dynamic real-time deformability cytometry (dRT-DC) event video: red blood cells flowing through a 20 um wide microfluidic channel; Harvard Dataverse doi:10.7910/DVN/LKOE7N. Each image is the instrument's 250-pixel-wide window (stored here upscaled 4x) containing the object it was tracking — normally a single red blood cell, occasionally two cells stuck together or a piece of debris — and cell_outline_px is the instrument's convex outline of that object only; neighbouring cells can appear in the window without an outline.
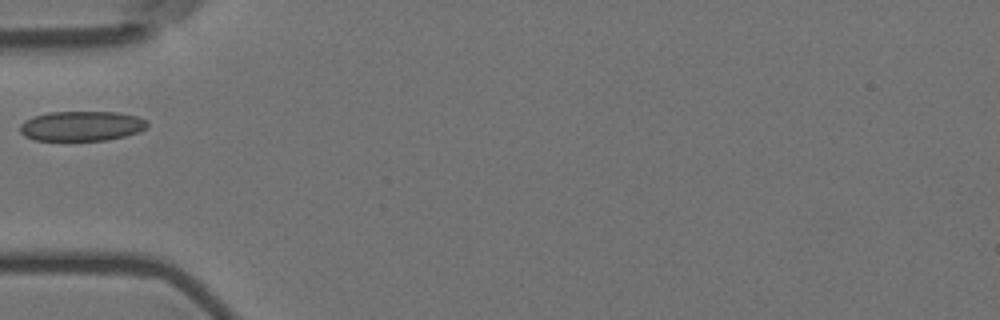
{"species": "Egyptian fruit bat (a non-hibernating species)", "species_latin": "Rousettus aegyptiacus", "temperature_condition": "room temperature", "stored_images_in_passage": 9, "camera_frame_rate_fps": 3000, "um_per_image_px": 0.085, "animal": {"sex": "female"}, "frame": {"image": 1, "passage_image": 1, "time_ms": 0.0, "image_size_px": [1000, 320], "cell_outline_px": [[148, 124], [144, 128], [136, 132], [124, 136], [104, 140], [36, 140], [24, 136], [20, 132], [20, 124], [24, 120], [32, 116], [48, 112], [116, 112], [136, 116], [144, 120]], "centroid_in_image_um": [6.86, 10.7], "position_along_channel_um": 78.1, "area_um2": 21.96}}
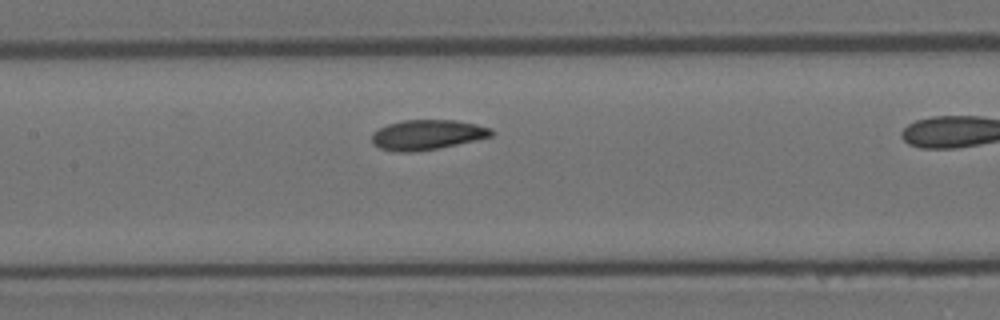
{"frame": {"image": 2, "passage_image": 5, "time_ms": 1.333, "image_size_px": [1000, 320], "cell_outline_px": [[492, 136], [456, 144], [436, 148], [412, 152], [396, 152], [380, 148], [372, 140], [372, 132], [388, 124], [404, 120], [456, 120], [476, 124], [492, 128]], "centroid_in_image_um": [36.3, 11.44], "position_along_channel_um": 171.1, "area_um2": 20.58}}